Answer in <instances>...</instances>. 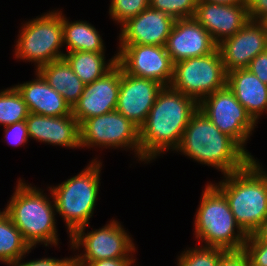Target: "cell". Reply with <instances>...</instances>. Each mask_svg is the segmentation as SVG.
I'll return each mask as SVG.
<instances>
[{"mask_svg": "<svg viewBox=\"0 0 267 266\" xmlns=\"http://www.w3.org/2000/svg\"><path fill=\"white\" fill-rule=\"evenodd\" d=\"M198 109L196 100L171 86H164L139 128L141 163L150 164L159 156L163 158L165 153L174 152Z\"/></svg>", "mask_w": 267, "mask_h": 266, "instance_id": "6da1fadb", "label": "cell"}, {"mask_svg": "<svg viewBox=\"0 0 267 266\" xmlns=\"http://www.w3.org/2000/svg\"><path fill=\"white\" fill-rule=\"evenodd\" d=\"M172 153L212 167L223 176L244 168L253 159L233 138L222 133L200 109L191 117L179 146Z\"/></svg>", "mask_w": 267, "mask_h": 266, "instance_id": "7a4b0ae2", "label": "cell"}, {"mask_svg": "<svg viewBox=\"0 0 267 266\" xmlns=\"http://www.w3.org/2000/svg\"><path fill=\"white\" fill-rule=\"evenodd\" d=\"M17 179L14 191L3 208L14 225L20 230L24 240L31 248L49 246L58 248L60 238L58 234L56 207L52 193L45 189Z\"/></svg>", "mask_w": 267, "mask_h": 266, "instance_id": "3957f363", "label": "cell"}, {"mask_svg": "<svg viewBox=\"0 0 267 266\" xmlns=\"http://www.w3.org/2000/svg\"><path fill=\"white\" fill-rule=\"evenodd\" d=\"M259 161L256 157L217 183L212 181L225 195L236 223L247 235L267 217V168Z\"/></svg>", "mask_w": 267, "mask_h": 266, "instance_id": "277c9868", "label": "cell"}, {"mask_svg": "<svg viewBox=\"0 0 267 266\" xmlns=\"http://www.w3.org/2000/svg\"><path fill=\"white\" fill-rule=\"evenodd\" d=\"M94 157L75 176L55 185H47L56 207V214L65 222L68 238L79 228L90 225V218L99 200L103 161Z\"/></svg>", "mask_w": 267, "mask_h": 266, "instance_id": "5b68a950", "label": "cell"}, {"mask_svg": "<svg viewBox=\"0 0 267 266\" xmlns=\"http://www.w3.org/2000/svg\"><path fill=\"white\" fill-rule=\"evenodd\" d=\"M200 198L193 219L197 243L242 251L248 235L236 223L225 195L210 181L204 185Z\"/></svg>", "mask_w": 267, "mask_h": 266, "instance_id": "8992f818", "label": "cell"}, {"mask_svg": "<svg viewBox=\"0 0 267 266\" xmlns=\"http://www.w3.org/2000/svg\"><path fill=\"white\" fill-rule=\"evenodd\" d=\"M15 40L13 58L34 63V70L64 58L63 11L58 8L23 21Z\"/></svg>", "mask_w": 267, "mask_h": 266, "instance_id": "52a82bcc", "label": "cell"}, {"mask_svg": "<svg viewBox=\"0 0 267 266\" xmlns=\"http://www.w3.org/2000/svg\"><path fill=\"white\" fill-rule=\"evenodd\" d=\"M88 226L90 225L77 229L69 238L68 243H70L71 248L69 251L75 252L77 250V254H73L74 262L137 258L138 248L134 238L128 229L124 228L122 222L112 218L104 226L99 229L93 228L91 231L86 230L89 228Z\"/></svg>", "mask_w": 267, "mask_h": 266, "instance_id": "ba28073f", "label": "cell"}, {"mask_svg": "<svg viewBox=\"0 0 267 266\" xmlns=\"http://www.w3.org/2000/svg\"><path fill=\"white\" fill-rule=\"evenodd\" d=\"M79 131L81 150L130 151L133 159L137 158L136 163L141 164L139 128L117 110L84 120L79 125Z\"/></svg>", "mask_w": 267, "mask_h": 266, "instance_id": "9c48e42d", "label": "cell"}, {"mask_svg": "<svg viewBox=\"0 0 267 266\" xmlns=\"http://www.w3.org/2000/svg\"><path fill=\"white\" fill-rule=\"evenodd\" d=\"M226 85L227 72L218 48L208 55L174 64L170 86L198 103Z\"/></svg>", "mask_w": 267, "mask_h": 266, "instance_id": "30bf717a", "label": "cell"}, {"mask_svg": "<svg viewBox=\"0 0 267 266\" xmlns=\"http://www.w3.org/2000/svg\"><path fill=\"white\" fill-rule=\"evenodd\" d=\"M199 109L224 134L233 138L253 159L247 149V143L255 132L257 123L236 99L233 91L225 87L206 96Z\"/></svg>", "mask_w": 267, "mask_h": 266, "instance_id": "8fae6325", "label": "cell"}, {"mask_svg": "<svg viewBox=\"0 0 267 266\" xmlns=\"http://www.w3.org/2000/svg\"><path fill=\"white\" fill-rule=\"evenodd\" d=\"M117 48V63L127 74L170 86L174 64L165 46L128 45Z\"/></svg>", "mask_w": 267, "mask_h": 266, "instance_id": "7c38bea8", "label": "cell"}, {"mask_svg": "<svg viewBox=\"0 0 267 266\" xmlns=\"http://www.w3.org/2000/svg\"><path fill=\"white\" fill-rule=\"evenodd\" d=\"M226 72L247 68L258 54L267 50V31L261 21L250 20L233 36L217 46Z\"/></svg>", "mask_w": 267, "mask_h": 266, "instance_id": "4fadbf2b", "label": "cell"}, {"mask_svg": "<svg viewBox=\"0 0 267 266\" xmlns=\"http://www.w3.org/2000/svg\"><path fill=\"white\" fill-rule=\"evenodd\" d=\"M163 87L157 81L129 75L121 67L116 110L140 128Z\"/></svg>", "mask_w": 267, "mask_h": 266, "instance_id": "5bb4252c", "label": "cell"}, {"mask_svg": "<svg viewBox=\"0 0 267 266\" xmlns=\"http://www.w3.org/2000/svg\"><path fill=\"white\" fill-rule=\"evenodd\" d=\"M121 80V66L117 63L104 76L84 85L72 114L79 125L86 119L116 110Z\"/></svg>", "mask_w": 267, "mask_h": 266, "instance_id": "9a60e30c", "label": "cell"}, {"mask_svg": "<svg viewBox=\"0 0 267 266\" xmlns=\"http://www.w3.org/2000/svg\"><path fill=\"white\" fill-rule=\"evenodd\" d=\"M218 44L194 17L174 21L165 48L173 64L214 52Z\"/></svg>", "mask_w": 267, "mask_h": 266, "instance_id": "2e32d148", "label": "cell"}, {"mask_svg": "<svg viewBox=\"0 0 267 266\" xmlns=\"http://www.w3.org/2000/svg\"><path fill=\"white\" fill-rule=\"evenodd\" d=\"M174 21L165 12L149 7L120 27L116 45L165 46Z\"/></svg>", "mask_w": 267, "mask_h": 266, "instance_id": "e0dca14e", "label": "cell"}, {"mask_svg": "<svg viewBox=\"0 0 267 266\" xmlns=\"http://www.w3.org/2000/svg\"><path fill=\"white\" fill-rule=\"evenodd\" d=\"M194 18L219 44L236 34L249 21L247 4H216L198 1Z\"/></svg>", "mask_w": 267, "mask_h": 266, "instance_id": "ac0fdd59", "label": "cell"}, {"mask_svg": "<svg viewBox=\"0 0 267 266\" xmlns=\"http://www.w3.org/2000/svg\"><path fill=\"white\" fill-rule=\"evenodd\" d=\"M25 122L31 140L61 148L81 149L79 123L73 114L50 117L29 113Z\"/></svg>", "mask_w": 267, "mask_h": 266, "instance_id": "d6986e66", "label": "cell"}, {"mask_svg": "<svg viewBox=\"0 0 267 266\" xmlns=\"http://www.w3.org/2000/svg\"><path fill=\"white\" fill-rule=\"evenodd\" d=\"M34 76L31 81L14 84L27 104L29 112L50 117L72 114L70 105L38 71H34Z\"/></svg>", "mask_w": 267, "mask_h": 266, "instance_id": "ffe728a7", "label": "cell"}, {"mask_svg": "<svg viewBox=\"0 0 267 266\" xmlns=\"http://www.w3.org/2000/svg\"><path fill=\"white\" fill-rule=\"evenodd\" d=\"M227 86L257 124L267 115V85L247 68L228 72Z\"/></svg>", "mask_w": 267, "mask_h": 266, "instance_id": "44dd1931", "label": "cell"}, {"mask_svg": "<svg viewBox=\"0 0 267 266\" xmlns=\"http://www.w3.org/2000/svg\"><path fill=\"white\" fill-rule=\"evenodd\" d=\"M38 72L56 92L61 94L71 108L79 101L85 84L64 58L42 66Z\"/></svg>", "mask_w": 267, "mask_h": 266, "instance_id": "7402d4cb", "label": "cell"}, {"mask_svg": "<svg viewBox=\"0 0 267 266\" xmlns=\"http://www.w3.org/2000/svg\"><path fill=\"white\" fill-rule=\"evenodd\" d=\"M63 13V46L65 53L75 51L105 52L107 49L100 30L89 21H70Z\"/></svg>", "mask_w": 267, "mask_h": 266, "instance_id": "603a6c76", "label": "cell"}, {"mask_svg": "<svg viewBox=\"0 0 267 266\" xmlns=\"http://www.w3.org/2000/svg\"><path fill=\"white\" fill-rule=\"evenodd\" d=\"M64 59L86 85L104 76L117 64V53L107 60L105 52L75 51L65 53Z\"/></svg>", "mask_w": 267, "mask_h": 266, "instance_id": "cb8c5ba5", "label": "cell"}, {"mask_svg": "<svg viewBox=\"0 0 267 266\" xmlns=\"http://www.w3.org/2000/svg\"><path fill=\"white\" fill-rule=\"evenodd\" d=\"M31 249L7 212L0 210V262L10 266Z\"/></svg>", "mask_w": 267, "mask_h": 266, "instance_id": "d4e9b609", "label": "cell"}, {"mask_svg": "<svg viewBox=\"0 0 267 266\" xmlns=\"http://www.w3.org/2000/svg\"><path fill=\"white\" fill-rule=\"evenodd\" d=\"M29 113L27 104L14 85L0 90V126L24 121Z\"/></svg>", "mask_w": 267, "mask_h": 266, "instance_id": "484cf974", "label": "cell"}, {"mask_svg": "<svg viewBox=\"0 0 267 266\" xmlns=\"http://www.w3.org/2000/svg\"><path fill=\"white\" fill-rule=\"evenodd\" d=\"M186 247L176 258V266H217L220 259L228 252L218 247Z\"/></svg>", "mask_w": 267, "mask_h": 266, "instance_id": "4316f807", "label": "cell"}, {"mask_svg": "<svg viewBox=\"0 0 267 266\" xmlns=\"http://www.w3.org/2000/svg\"><path fill=\"white\" fill-rule=\"evenodd\" d=\"M110 2L109 18L119 27L150 7L149 0H110Z\"/></svg>", "mask_w": 267, "mask_h": 266, "instance_id": "83f0119b", "label": "cell"}, {"mask_svg": "<svg viewBox=\"0 0 267 266\" xmlns=\"http://www.w3.org/2000/svg\"><path fill=\"white\" fill-rule=\"evenodd\" d=\"M150 8L165 12L174 20L195 16L198 0H149Z\"/></svg>", "mask_w": 267, "mask_h": 266, "instance_id": "f1b7e54d", "label": "cell"}, {"mask_svg": "<svg viewBox=\"0 0 267 266\" xmlns=\"http://www.w3.org/2000/svg\"><path fill=\"white\" fill-rule=\"evenodd\" d=\"M248 257L250 266H267V243L248 235L242 250Z\"/></svg>", "mask_w": 267, "mask_h": 266, "instance_id": "f546056e", "label": "cell"}, {"mask_svg": "<svg viewBox=\"0 0 267 266\" xmlns=\"http://www.w3.org/2000/svg\"><path fill=\"white\" fill-rule=\"evenodd\" d=\"M4 143L13 147H20L30 142L28 129L25 120L19 121L14 124L4 126Z\"/></svg>", "mask_w": 267, "mask_h": 266, "instance_id": "4dcf8cb0", "label": "cell"}, {"mask_svg": "<svg viewBox=\"0 0 267 266\" xmlns=\"http://www.w3.org/2000/svg\"><path fill=\"white\" fill-rule=\"evenodd\" d=\"M32 250H34V248H32L26 255H23L10 266H75L73 255H71L70 257L66 256L63 258L43 256L36 259L33 258V260L25 261L24 258H26V256H29Z\"/></svg>", "mask_w": 267, "mask_h": 266, "instance_id": "1f68e13d", "label": "cell"}, {"mask_svg": "<svg viewBox=\"0 0 267 266\" xmlns=\"http://www.w3.org/2000/svg\"><path fill=\"white\" fill-rule=\"evenodd\" d=\"M247 69L267 85V50L252 59Z\"/></svg>", "mask_w": 267, "mask_h": 266, "instance_id": "d6a6232c", "label": "cell"}, {"mask_svg": "<svg viewBox=\"0 0 267 266\" xmlns=\"http://www.w3.org/2000/svg\"><path fill=\"white\" fill-rule=\"evenodd\" d=\"M137 258H111L93 262H74L75 266H137Z\"/></svg>", "mask_w": 267, "mask_h": 266, "instance_id": "836d02e7", "label": "cell"}, {"mask_svg": "<svg viewBox=\"0 0 267 266\" xmlns=\"http://www.w3.org/2000/svg\"><path fill=\"white\" fill-rule=\"evenodd\" d=\"M217 266H250L247 255L243 251H228Z\"/></svg>", "mask_w": 267, "mask_h": 266, "instance_id": "e575fe53", "label": "cell"}, {"mask_svg": "<svg viewBox=\"0 0 267 266\" xmlns=\"http://www.w3.org/2000/svg\"><path fill=\"white\" fill-rule=\"evenodd\" d=\"M247 9L250 20L261 21L267 15V0H248Z\"/></svg>", "mask_w": 267, "mask_h": 266, "instance_id": "d590c367", "label": "cell"}, {"mask_svg": "<svg viewBox=\"0 0 267 266\" xmlns=\"http://www.w3.org/2000/svg\"><path fill=\"white\" fill-rule=\"evenodd\" d=\"M252 235L260 242L267 243V217L260 226L252 233Z\"/></svg>", "mask_w": 267, "mask_h": 266, "instance_id": "8d00e7d4", "label": "cell"}, {"mask_svg": "<svg viewBox=\"0 0 267 266\" xmlns=\"http://www.w3.org/2000/svg\"><path fill=\"white\" fill-rule=\"evenodd\" d=\"M198 1H205V2L216 3V4H228V5L248 3V0H198Z\"/></svg>", "mask_w": 267, "mask_h": 266, "instance_id": "74e56055", "label": "cell"}, {"mask_svg": "<svg viewBox=\"0 0 267 266\" xmlns=\"http://www.w3.org/2000/svg\"><path fill=\"white\" fill-rule=\"evenodd\" d=\"M262 24L265 27V30L267 31V15L261 20Z\"/></svg>", "mask_w": 267, "mask_h": 266, "instance_id": "f35d334b", "label": "cell"}]
</instances>
